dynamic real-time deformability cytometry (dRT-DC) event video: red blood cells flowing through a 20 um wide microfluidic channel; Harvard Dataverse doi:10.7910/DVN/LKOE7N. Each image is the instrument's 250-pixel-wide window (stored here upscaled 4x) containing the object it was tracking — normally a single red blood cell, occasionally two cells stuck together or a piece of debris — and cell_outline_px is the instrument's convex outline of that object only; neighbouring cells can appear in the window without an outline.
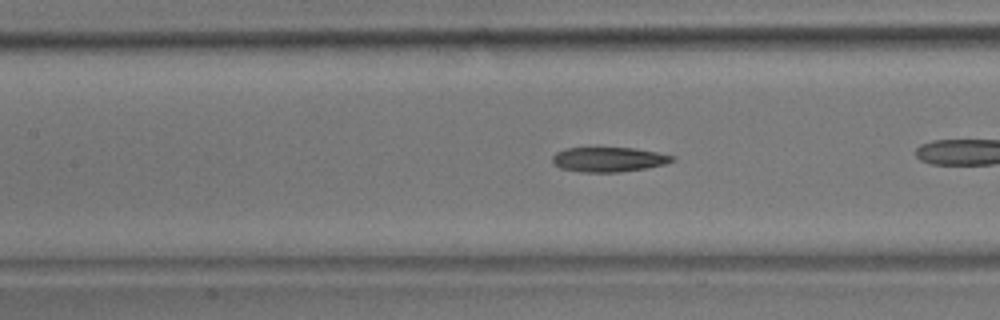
{"species": "common noctule bat (a hibernating species)", "species_latin": "Nyctalus noctula", "temperature_condition": "room temperature", "stored_images_in_passage": 42, "camera_frame_rate_fps": 3000, "um_per_image_px": 0.085, "animal": {"sex": "male", "body_mass_g": 17.9}, "frame": {"image": 1, "passage_image": 24, "time_ms": 7.667, "image_size_px": [1000, 320], "cell_outline_px": [[676, 160], [664, 164], [644, 168], [620, 172], [580, 172], [560, 168], [552, 160], [552, 156], [556, 152], [568, 148], [636, 148], [676, 156]], "centroid_in_image_um": [51.76, 13.55], "position_along_channel_um": 155.6, "area_um2": 17.17}}